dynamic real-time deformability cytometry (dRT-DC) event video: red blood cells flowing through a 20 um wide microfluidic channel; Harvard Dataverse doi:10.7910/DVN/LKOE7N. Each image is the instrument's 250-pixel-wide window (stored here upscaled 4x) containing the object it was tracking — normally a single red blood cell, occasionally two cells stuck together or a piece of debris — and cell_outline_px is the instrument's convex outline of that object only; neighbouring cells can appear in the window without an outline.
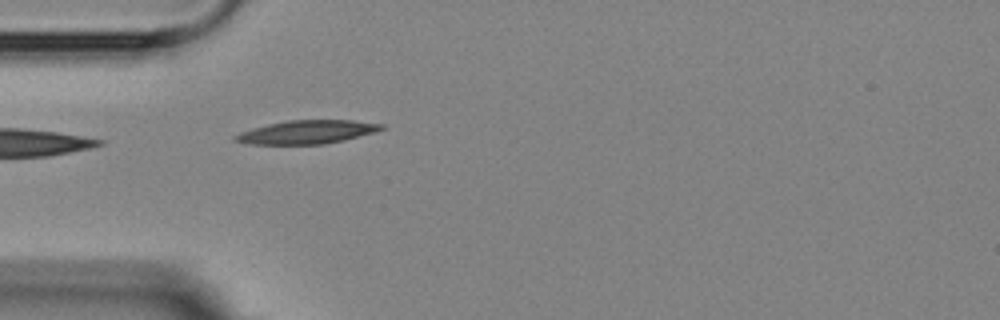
{"species": "Egyptian fruit bat (a non-hibernating species)", "species_latin": "Rousettus aegyptiacus", "temperature_condition": "room temperature", "stored_images_in_passage": 3, "camera_frame_rate_fps": 3000, "um_per_image_px": 0.085, "animal": {"sex": "female"}, "frame": {"image": 1, "passage_image": 3, "time_ms": 2.0, "image_size_px": [1000, 320], "cell_outline_px": [[384, 128], [376, 132], [344, 140], [324, 144], [248, 144], [232, 140], [232, 136], [240, 132], [252, 128], [268, 124], [288, 120], [352, 120], [384, 124]], "centroid_in_image_um": [26.07, 11.22], "position_along_channel_um": 58.9, "area_um2": 20.06}}